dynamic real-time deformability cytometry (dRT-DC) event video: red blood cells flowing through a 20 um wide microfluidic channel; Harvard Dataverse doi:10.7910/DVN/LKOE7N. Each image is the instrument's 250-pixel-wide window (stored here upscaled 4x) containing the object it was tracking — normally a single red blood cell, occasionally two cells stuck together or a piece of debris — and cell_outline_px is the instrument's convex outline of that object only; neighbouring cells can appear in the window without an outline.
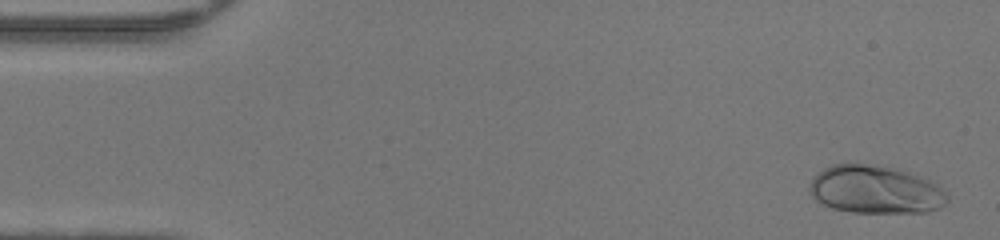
{"species": "human", "species_latin": "Homo sapiens", "temperature_condition": "warm", "stored_images_in_passage": 48, "camera_frame_rate_fps": 3000, "um_per_image_px": 0.085, "donor": {"sex": "female"}, "frame": {"image": 1, "passage_image": 2, "time_ms": 0.333, "image_size_px": [1000, 240], "cell_outline_px": [[948, 200], [940, 208], [924, 212], [852, 212], [832, 208], [816, 200], [808, 192], [808, 184], [812, 176], [824, 168], [832, 164], [856, 160], [896, 168], [908, 172], [928, 180], [936, 184], [948, 192]], "centroid_in_image_um": [74.34, 16.07], "position_along_channel_um": 10.7, "area_um2": 39.42}}
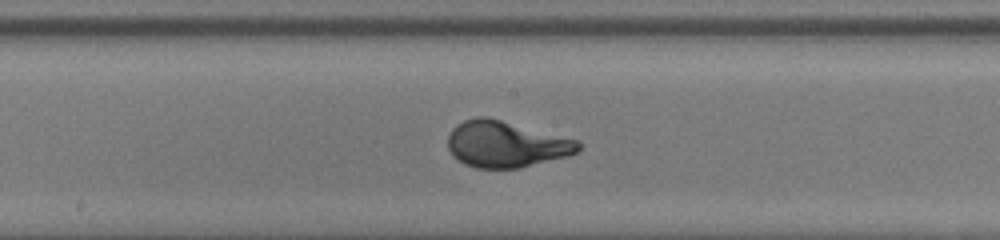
{"frame": {"image": 2, "passage_image": 25, "time_ms": 8.0, "image_size_px": [1000, 240], "cell_outline_px": [[580, 148], [576, 152], [568, 156], [520, 168], [476, 168], [464, 164], [456, 160], [452, 156], [448, 148], [448, 136], [452, 128], [456, 124], [464, 120], [476, 116], [488, 116], [580, 140]], "centroid_in_image_um": [42.99, 12.25], "position_along_channel_um": 205.2, "area_um2": 35.66}}
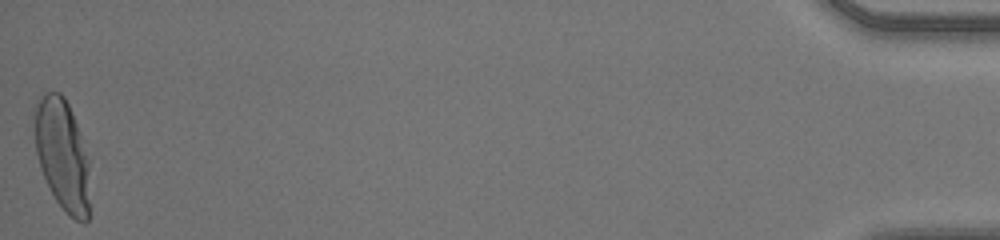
{"frame": {"image": 3, "passage_image": 48, "time_ms": 15.667, "image_size_px": [1000, 240], "cell_outline_px": [[88, 220], [84, 224], [68, 216], [64, 212], [56, 200], [40, 168], [36, 152], [32, 112], [40, 96], [44, 92], [60, 92], [64, 96], [68, 104], [80, 132], [88, 156]], "centroid_in_image_um": [5.27, 13.12], "position_along_channel_um": 429.9, "area_um2": 36.13}, "authors_computed_cell_mechanics": {"area_um2": 34.8823, "velocity_mm_per_s": 4.2888, "shape_relaxation_time_tau1_ms": 3.1745, "shape_relaxation_time_tau2_ms": null, "deformation_change_tau1": 0.2186, "deformation_change_tau2": null}}